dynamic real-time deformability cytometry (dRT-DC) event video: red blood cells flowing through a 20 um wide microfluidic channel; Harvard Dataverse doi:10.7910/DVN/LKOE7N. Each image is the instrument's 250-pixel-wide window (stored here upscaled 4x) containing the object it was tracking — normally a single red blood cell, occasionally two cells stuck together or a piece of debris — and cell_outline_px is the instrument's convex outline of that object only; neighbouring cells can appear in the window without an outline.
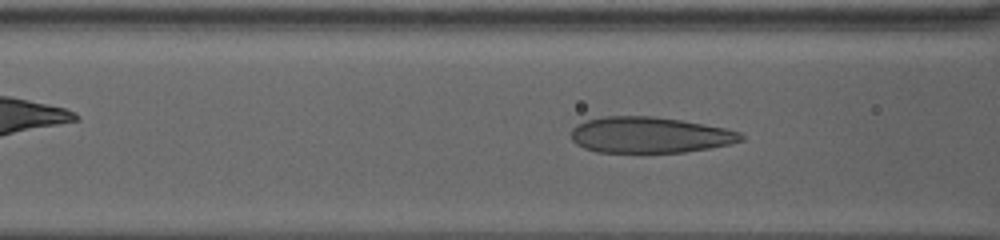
{"species": "human", "species_latin": "Homo sapiens", "temperature_condition": "warm", "stored_images_in_passage": 74, "camera_frame_rate_fps": 3000, "um_per_image_px": 0.085, "donor": {"sex": "female"}, "frame": {"image": 1, "passage_image": 32, "time_ms": 10.333, "image_size_px": [1000, 240], "cell_outline_px": [[744, 140], [728, 144], [708, 148], [684, 152], [596, 152], [584, 148], [576, 144], [572, 140], [572, 128], [576, 124], [588, 120], [604, 116], [652, 116], [680, 120], [724, 128], [740, 132], [744, 136]], "centroid_in_image_um": [55.2, 11.47], "position_along_channel_um": 111.4, "area_um2": 35.43}}
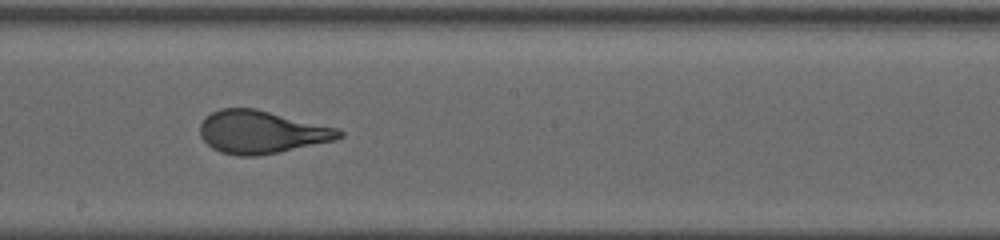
{"frame": {"image": 2, "passage_image": 44, "time_ms": 14.333, "image_size_px": [1000, 240], "cell_outline_px": [[344, 136], [336, 140], [256, 156], [236, 156], [220, 152], [212, 148], [200, 136], [200, 124], [204, 116], [220, 108], [256, 108], [336, 128], [344, 132]], "centroid_in_image_um": [22.18, 11.22], "position_along_channel_um": 226.0, "area_um2": 34.62}}
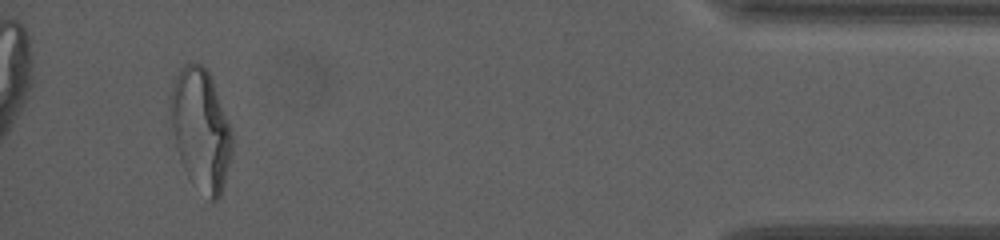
{"frame": {"image": 3, "passage_image": 70, "time_ms": 23.0, "image_size_px": [1000, 240], "cell_outline_px": [[232, 148], [220, 196], [212, 204], [208, 200], [188, 176], [180, 160], [176, 148], [172, 124], [168, 96], [176, 76], [180, 68], [184, 64], [200, 64], [208, 72], [212, 80], [232, 128]], "centroid_in_image_um": [17.05, 11.0], "position_along_channel_um": 418.1, "area_um2": 43.23}, "authors_computed_cell_mechanics": {"area_um2": 35.4892, "velocity_mm_per_s": 2.8682, "shape_relaxation_time_tau1_ms": 7.2125, "shape_relaxation_time_tau2_ms": null, "deformation_change_tau1": 0.2327, "deformation_change_tau2": null}}